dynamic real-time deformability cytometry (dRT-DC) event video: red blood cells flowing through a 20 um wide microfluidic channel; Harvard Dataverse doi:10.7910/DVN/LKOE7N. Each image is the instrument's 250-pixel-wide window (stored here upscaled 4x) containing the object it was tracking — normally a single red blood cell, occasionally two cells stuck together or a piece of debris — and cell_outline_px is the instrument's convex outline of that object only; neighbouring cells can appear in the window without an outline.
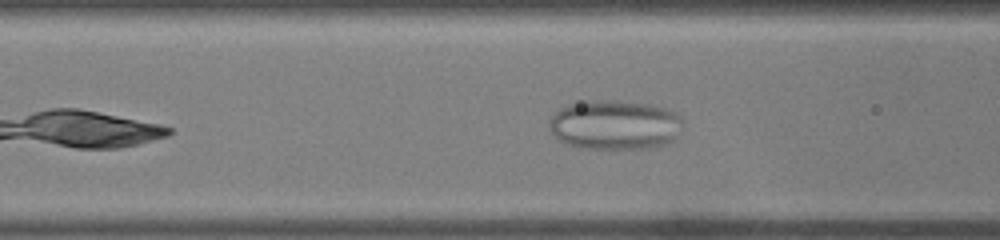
{"species": "common noctule bat (a hibernating species)", "species_latin": "Nyctalus noctula", "temperature_condition": "warm", "stored_images_in_passage": 39, "camera_frame_rate_fps": 3000, "um_per_image_px": 0.085, "animal": {"sex": "male", "body_mass_g": 19.0, "forearm_length_mm": 50.8}, "frame": {"image": 1, "passage_image": 6, "time_ms": 1.667, "image_size_px": [1000, 240], "cell_outline_px": [[684, 120], [676, 136], [672, 140], [664, 144], [652, 148], [616, 152], [580, 148], [568, 144], [560, 140], [548, 128], [548, 120], [560, 108], [568, 104], [588, 100], [620, 100], [652, 104], [664, 108], [680, 116]], "centroid_in_image_um": [52.24, 10.65], "position_along_channel_um": 114.4, "area_um2": 39.77}}